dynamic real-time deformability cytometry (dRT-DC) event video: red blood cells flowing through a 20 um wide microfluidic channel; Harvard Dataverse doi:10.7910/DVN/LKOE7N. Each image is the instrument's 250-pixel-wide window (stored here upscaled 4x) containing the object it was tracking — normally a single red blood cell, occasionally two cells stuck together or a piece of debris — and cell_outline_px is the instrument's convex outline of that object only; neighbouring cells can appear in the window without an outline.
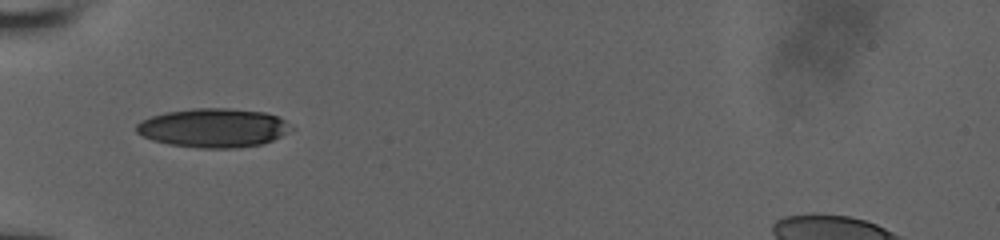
{"species": "human", "species_latin": "Homo sapiens", "temperature_condition": "room temperature", "stored_images_in_passage": 35, "camera_frame_rate_fps": 3000, "um_per_image_px": 0.085, "donor": {"sex": "male"}, "frame": {"image": 1, "passage_image": 1, "time_ms": 0.0, "image_size_px": [1000, 240], "cell_outline_px": [[296, 128], [272, 140], [260, 144], [240, 148], [200, 148], [168, 144], [152, 140], [136, 132], [136, 124], [140, 120], [164, 112], [192, 108], [228, 108], [264, 112], [280, 116]], "centroid_in_image_um": [18.16, 10.86], "position_along_channel_um": 66.8, "area_um2": 35.43}}
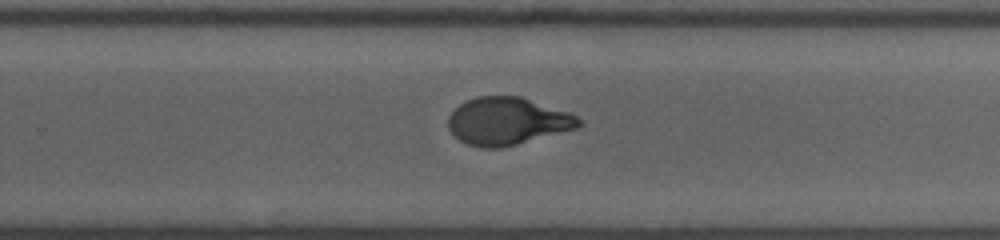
{"frame": {"image": 2, "passage_image": 19, "time_ms": 5.667, "image_size_px": [1000, 240], "cell_outline_px": [[584, 124], [576, 128], [516, 144], [500, 148], [480, 148], [468, 144], [460, 140], [448, 128], [448, 116], [460, 104], [476, 96], [520, 96], [568, 112], [576, 116]], "centroid_in_image_um": [43.11, 10.3], "position_along_channel_um": 286.7, "area_um2": 35.78}}
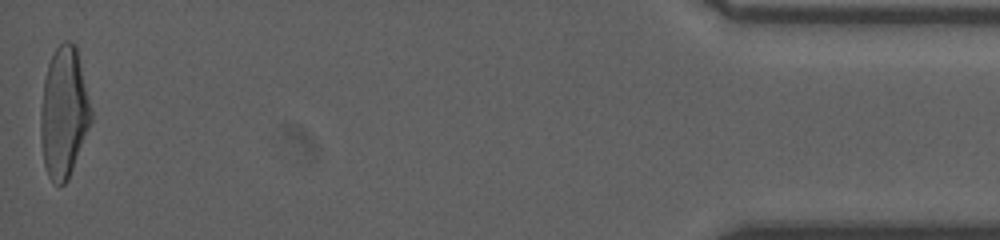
{"frame": {"image": 3, "passage_image": 35, "time_ms": 11.333, "image_size_px": [1000, 240], "cell_outline_px": [[92, 120], [68, 180], [64, 184], [56, 184], [48, 176], [44, 164], [40, 136], [40, 112], [44, 80], [48, 64], [56, 48], [64, 40], [68, 40], [76, 44], [92, 112]], "centroid_in_image_um": [5.42, 9.56], "position_along_channel_um": 429.8, "area_um2": 38.32}}